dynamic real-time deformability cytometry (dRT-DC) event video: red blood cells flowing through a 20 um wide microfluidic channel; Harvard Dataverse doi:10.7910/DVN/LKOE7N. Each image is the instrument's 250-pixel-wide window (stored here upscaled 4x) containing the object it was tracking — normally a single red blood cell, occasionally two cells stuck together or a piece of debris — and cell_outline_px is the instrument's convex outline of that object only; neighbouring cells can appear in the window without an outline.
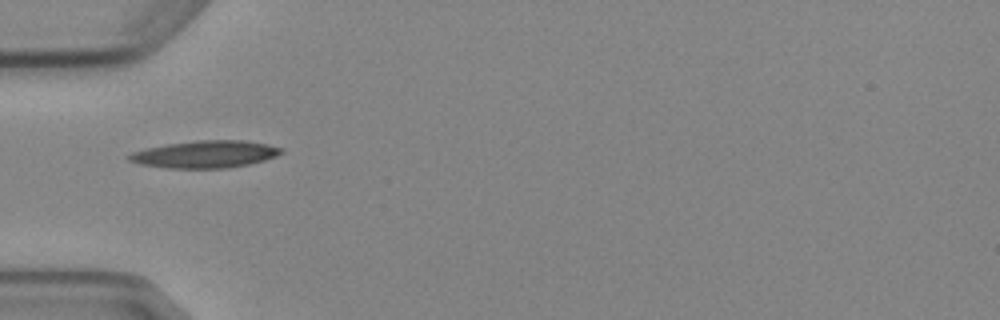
{"species": "Egyptian fruit bat (a non-hibernating species)", "species_latin": "Rousettus aegyptiacus", "temperature_condition": "cold", "stored_images_in_passage": 2, "camera_frame_rate_fps": 3000, "um_per_image_px": 0.085, "animal": {"sex": "female"}, "frame": {"image": 1, "passage_image": 1, "time_ms": 0.0, "image_size_px": [1000, 320], "cell_outline_px": [[284, 152], [276, 156], [264, 160], [248, 164], [228, 168], [164, 168], [140, 164], [128, 160], [124, 156], [132, 152], [144, 148], [168, 144], [196, 140], [244, 140], [268, 144], [284, 148]], "centroid_in_image_um": [17.42, 13.11], "position_along_channel_um": 67.6, "area_um2": 24.39}}
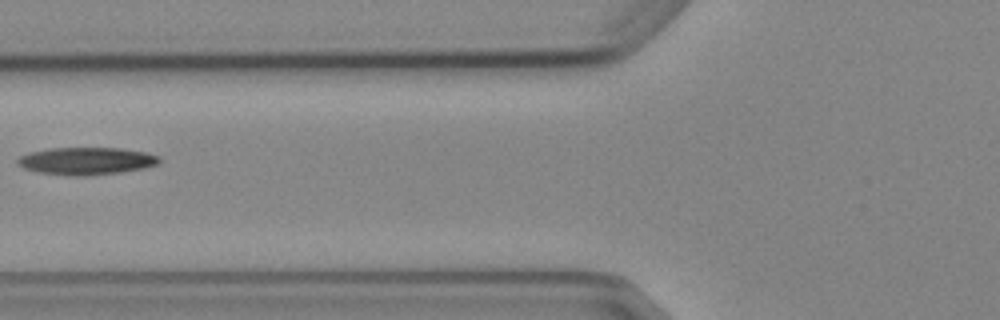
{"frame": {"image": 2, "passage_image": 2, "time_ms": 1.333, "image_size_px": [1000, 320], "cell_outline_px": [[160, 164], [144, 168], [120, 172], [88, 176], [68, 176], [40, 172], [24, 168], [16, 164], [16, 160], [20, 156], [28, 152], [48, 148], [120, 148], [144, 152], [160, 156]], "centroid_in_image_um": [7.33, 13.68], "position_along_channel_um": 118.5, "area_um2": 22.83}}